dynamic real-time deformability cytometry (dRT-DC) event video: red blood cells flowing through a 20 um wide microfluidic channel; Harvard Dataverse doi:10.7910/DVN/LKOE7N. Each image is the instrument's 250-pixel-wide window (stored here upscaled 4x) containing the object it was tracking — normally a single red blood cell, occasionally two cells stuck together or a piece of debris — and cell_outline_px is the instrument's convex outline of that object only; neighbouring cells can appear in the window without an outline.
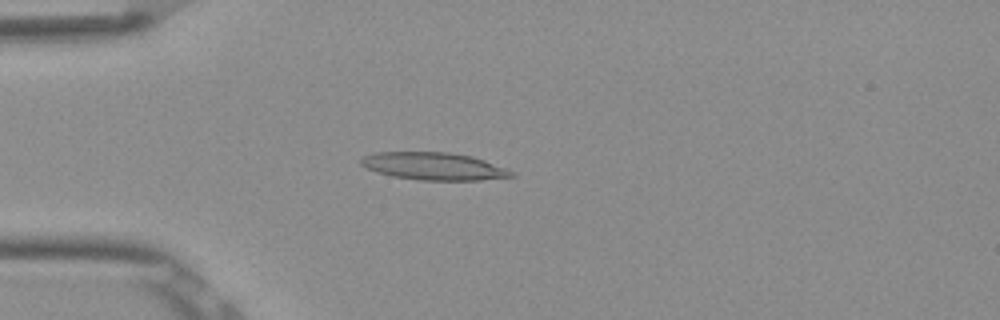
{"species": "Egyptian fruit bat (a non-hibernating species)", "species_latin": "Rousettus aegyptiacus", "temperature_condition": "room temperature", "stored_images_in_passage": 5, "camera_frame_rate_fps": 3000, "um_per_image_px": 0.085, "frame": {"image": 1, "passage_image": 4, "time_ms": 1.0, "image_size_px": [1000, 320], "cell_outline_px": [[516, 176], [480, 180], [420, 180], [392, 176], [376, 172], [360, 164], [360, 160], [364, 156], [376, 152], [448, 152], [472, 156], [508, 168]], "centroid_in_image_um": [36.89, 14.13], "position_along_channel_um": 48.1, "area_um2": 24.1}}